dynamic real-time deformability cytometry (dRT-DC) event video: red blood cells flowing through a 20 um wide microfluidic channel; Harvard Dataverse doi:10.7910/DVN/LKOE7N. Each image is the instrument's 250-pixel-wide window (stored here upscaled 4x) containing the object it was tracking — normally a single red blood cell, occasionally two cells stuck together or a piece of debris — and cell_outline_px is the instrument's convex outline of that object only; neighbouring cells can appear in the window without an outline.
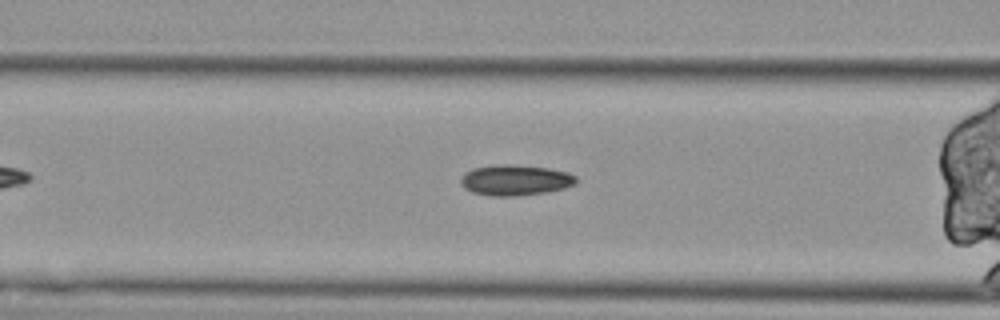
{"species": "Egyptian fruit bat (a non-hibernating species)", "species_latin": "Rousettus aegyptiacus", "temperature_condition": "cold", "stored_images_in_passage": 36, "segment_of_instrument_passage": [2, 2], "camera_frame_rate_fps": 3000, "um_per_image_px": 0.085, "animal": {"sex": "female"}, "frame": {"image": 1, "passage_image": 12, "time_ms": 3.667, "image_size_px": [1000, 320], "cell_outline_px": [[576, 184], [564, 188], [544, 192], [512, 196], [492, 196], [472, 192], [464, 188], [460, 184], [460, 180], [464, 172], [472, 168], [496, 164], [512, 164], [548, 168], [568, 172], [576, 176]], "centroid_in_image_um": [43.76, 15.29], "position_along_channel_um": 122.8, "area_um2": 20.69}}
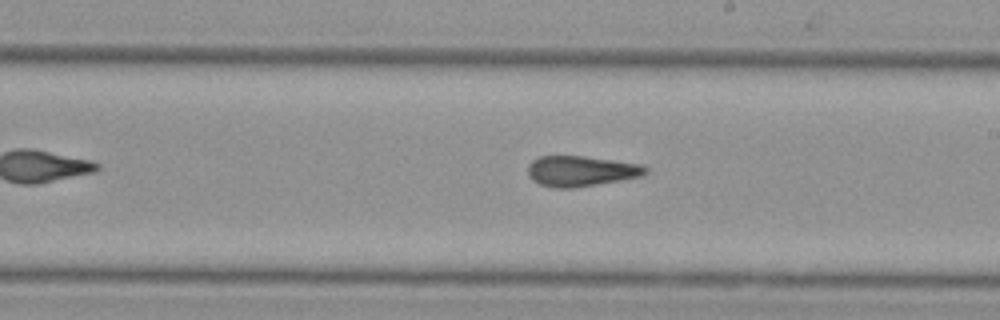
{"frame": {"image": 2, "passage_image": 22, "time_ms": 7.0, "image_size_px": [1000, 320], "cell_outline_px": [[648, 172], [644, 176], [572, 188], [556, 188], [540, 184], [532, 180], [528, 176], [528, 164], [532, 160], [540, 156], [584, 156], [644, 164], [648, 168]], "centroid_in_image_um": [49.41, 14.53], "position_along_channel_um": 239.6, "area_um2": 21.04}}
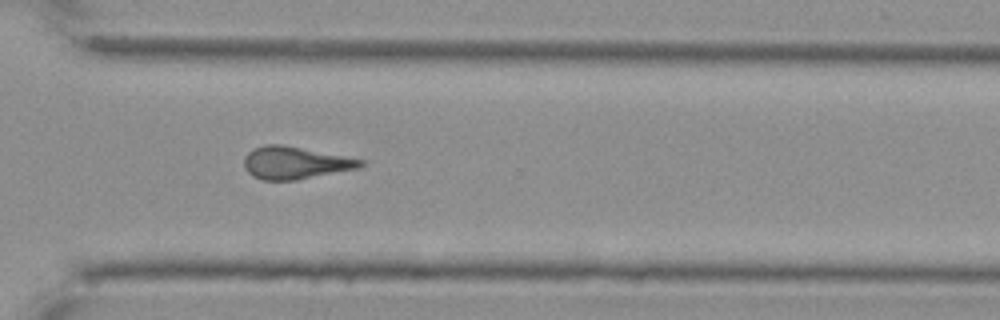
{"frame": {"image": 3, "passage_image": 31, "time_ms": 10.0, "image_size_px": [1000, 320], "cell_outline_px": [[364, 164], [360, 168], [296, 180], [264, 180], [252, 176], [244, 168], [244, 156], [252, 148], [264, 144], [280, 144], [364, 160]], "centroid_in_image_um": [25.04, 13.84], "position_along_channel_um": 345.6, "area_um2": 21.91}}